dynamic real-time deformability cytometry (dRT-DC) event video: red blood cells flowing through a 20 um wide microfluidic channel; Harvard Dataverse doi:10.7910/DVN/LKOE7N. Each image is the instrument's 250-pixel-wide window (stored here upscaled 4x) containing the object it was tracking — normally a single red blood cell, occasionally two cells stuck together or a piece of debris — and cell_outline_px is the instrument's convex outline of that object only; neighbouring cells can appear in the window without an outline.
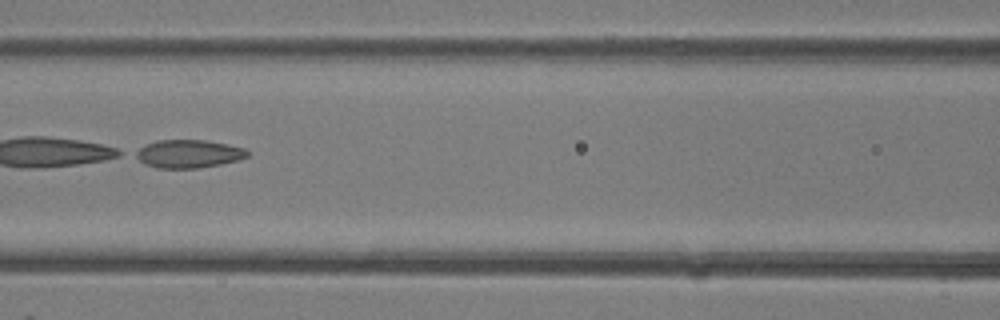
{"species": "common noctule bat (a hibernating species)", "species_latin": "Nyctalus noctula", "temperature_condition": "room temperature", "stored_images_in_passage": 39, "camera_frame_rate_fps": 3000, "um_per_image_px": 0.085, "animal": {"sex": "female"}, "frame": {"image": 1, "passage_image": 17, "time_ms": 5.333, "image_size_px": [1000, 320], "cell_outline_px": [[248, 156], [236, 160], [220, 164], [200, 168], [156, 168], [144, 164], [132, 156], [132, 152], [144, 144], [156, 140], [204, 140], [228, 144], [244, 148], [248, 152]], "centroid_in_image_um": [15.92, 13.07], "position_along_channel_um": 150.7, "area_um2": 18.55}}